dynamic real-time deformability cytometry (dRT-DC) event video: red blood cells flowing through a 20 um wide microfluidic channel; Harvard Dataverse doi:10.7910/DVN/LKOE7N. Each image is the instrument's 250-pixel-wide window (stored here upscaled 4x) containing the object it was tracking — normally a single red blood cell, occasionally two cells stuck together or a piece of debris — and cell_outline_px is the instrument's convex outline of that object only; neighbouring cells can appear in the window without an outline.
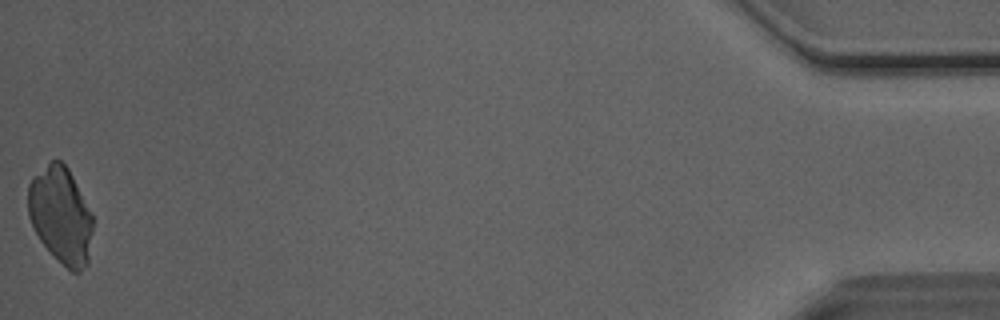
{"species": "Egyptian fruit bat (a non-hibernating species)", "species_latin": "Rousettus aegyptiacus", "temperature_condition": "room temperature", "stored_images_in_passage": 49, "camera_frame_rate_fps": 3000, "um_per_image_px": 0.085, "animal": {"sex": "male"}, "frame": {"image": 1, "passage_image": 49, "time_ms": 16.0, "image_size_px": [1000, 320], "cell_outline_px": [[92, 232], [88, 264], [80, 272], [72, 272], [52, 256], [40, 240], [28, 216], [28, 184], [32, 176], [52, 160], [60, 160], [68, 168], [92, 212]], "centroid_in_image_um": [5.16, 18.31], "position_along_channel_um": 430.0, "area_um2": 36.65}}